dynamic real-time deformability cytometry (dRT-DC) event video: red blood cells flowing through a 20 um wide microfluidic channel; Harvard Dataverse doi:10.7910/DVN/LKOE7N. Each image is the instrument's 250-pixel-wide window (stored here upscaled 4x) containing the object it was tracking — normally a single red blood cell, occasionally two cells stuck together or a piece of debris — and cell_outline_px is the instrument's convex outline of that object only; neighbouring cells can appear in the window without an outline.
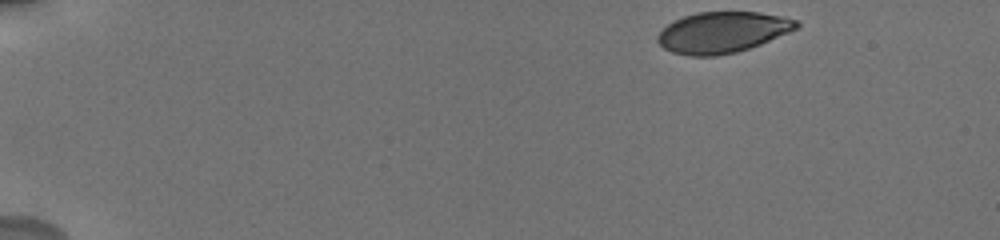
{"species": "human", "species_latin": "Homo sapiens", "temperature_condition": "cold", "stored_images_in_passage": 16, "camera_frame_rate_fps": 3000, "um_per_image_px": 0.085, "donor": {"sex": "male"}, "frame": {"image": 1, "passage_image": 1, "time_ms": 0.0, "image_size_px": [1000, 240], "cell_outline_px": [[800, 24], [796, 28], [788, 32], [760, 44], [736, 52], [716, 56], [692, 56], [672, 52], [664, 48], [656, 40], [656, 36], [668, 24], [684, 16], [696, 12], [760, 12], [784, 16], [800, 20]], "centroid_in_image_um": [61.42, 2.74], "position_along_channel_um": 23.6, "area_um2": 33.06}}
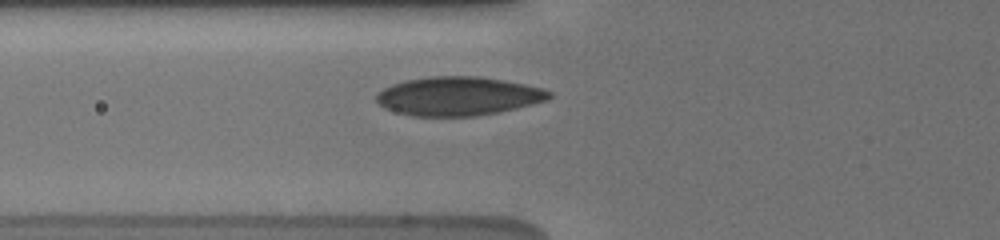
{"frame": {"image": 2, "passage_image": 9, "time_ms": 5.0, "image_size_px": [1000, 240], "cell_outline_px": [[552, 96], [548, 100], [516, 108], [476, 116], [412, 116], [396, 112], [384, 108], [376, 100], [376, 92], [392, 84], [408, 80], [432, 76], [480, 76], [504, 80], [544, 88], [552, 92]], "centroid_in_image_um": [38.95, 8.17], "position_along_channel_um": 86.8, "area_um2": 39.07}}
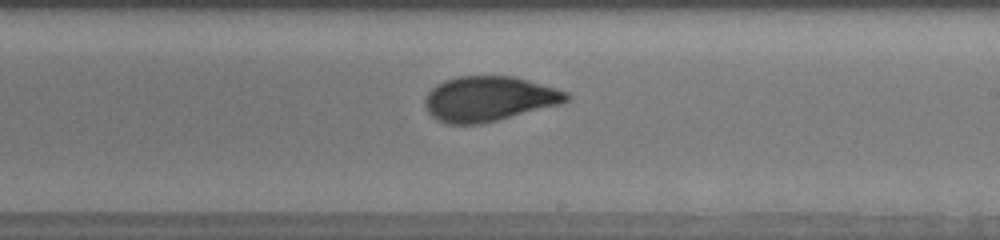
{"frame": {"image": 3, "passage_image": 16, "time_ms": 9.333, "image_size_px": [1000, 240], "cell_outline_px": [[572, 96], [568, 100], [560, 104], [480, 124], [444, 124], [436, 120], [428, 112], [424, 104], [424, 100], [428, 92], [436, 84], [444, 80], [460, 76], [512, 76], [528, 80], [556, 88], [568, 92]], "centroid_in_image_um": [41.53, 8.4], "position_along_channel_um": 247.5, "area_um2": 37.05}}